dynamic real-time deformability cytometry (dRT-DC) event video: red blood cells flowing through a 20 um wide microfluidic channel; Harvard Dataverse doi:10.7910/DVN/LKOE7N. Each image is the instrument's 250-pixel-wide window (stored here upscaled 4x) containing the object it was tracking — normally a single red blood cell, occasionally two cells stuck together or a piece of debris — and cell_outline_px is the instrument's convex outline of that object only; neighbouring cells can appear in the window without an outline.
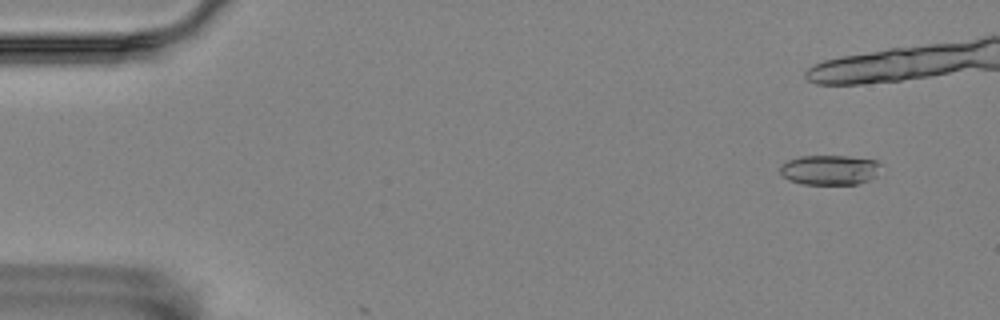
{"species": "Egyptian fruit bat (a non-hibernating species)", "species_latin": "Rousettus aegyptiacus", "temperature_condition": "room temperature", "stored_images_in_passage": 7, "camera_frame_rate_fps": 3000, "um_per_image_px": 0.085, "animal": {"sex": "female"}, "frame": {"image": 1, "passage_image": 5, "time_ms": 1.333, "image_size_px": [1000, 320], "cell_outline_px": [[880, 164], [876, 176], [868, 180], [856, 184], [800, 184], [788, 180], [780, 172], [780, 164], [788, 160], [800, 156], [848, 156], [876, 160]], "centroid_in_image_um": [70.49, 14.44], "position_along_channel_um": 14.5, "area_um2": 17.57}}